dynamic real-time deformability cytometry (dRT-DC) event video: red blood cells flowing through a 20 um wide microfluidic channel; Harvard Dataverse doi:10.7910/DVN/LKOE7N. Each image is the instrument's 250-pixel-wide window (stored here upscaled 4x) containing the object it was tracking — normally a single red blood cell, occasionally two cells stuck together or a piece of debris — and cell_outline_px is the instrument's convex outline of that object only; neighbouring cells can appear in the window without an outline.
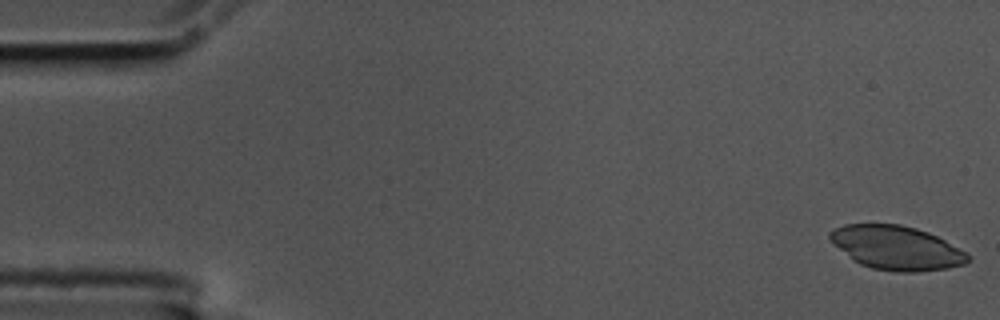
{"species": "common noctule bat (a hibernating species)", "species_latin": "Nyctalus noctula", "temperature_condition": "cold", "stored_images_in_passage": 4, "camera_frame_rate_fps": 3000, "um_per_image_px": 0.085, "animal": {"sex": "male", "body_mass_g": 17.5, "forearm_length_mm": 52.3}, "frame": {"image": 1, "passage_image": 1, "time_ms": 0.0, "image_size_px": [1000, 320], "cell_outline_px": [[972, 256], [964, 264], [948, 268], [916, 272], [896, 272], [872, 268], [860, 264], [852, 260], [828, 236], [828, 232], [844, 224], [900, 224], [916, 228], [928, 232], [968, 252]], "centroid_in_image_um": [76.24, 21.07], "position_along_channel_um": 8.8, "area_um2": 35.2}}